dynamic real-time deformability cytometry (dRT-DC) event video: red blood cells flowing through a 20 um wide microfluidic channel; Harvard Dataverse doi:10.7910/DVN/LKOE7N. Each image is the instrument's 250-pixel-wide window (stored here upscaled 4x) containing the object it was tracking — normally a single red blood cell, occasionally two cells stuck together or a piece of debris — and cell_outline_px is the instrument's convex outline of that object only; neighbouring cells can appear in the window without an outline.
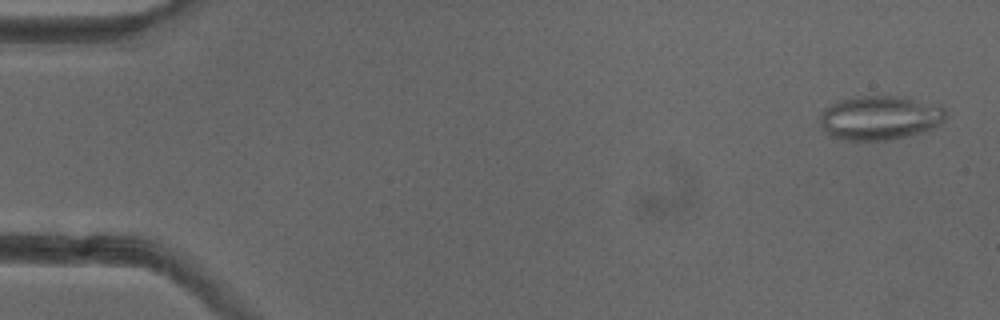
{"species": "common noctule bat (a hibernating species)", "species_latin": "Nyctalus noctula", "temperature_condition": "cold", "stored_images_in_passage": 7, "camera_frame_rate_fps": 3000, "um_per_image_px": 0.085, "animal": {"sex": "female"}, "frame": {"image": 1, "passage_image": 2, "time_ms": 0.333, "image_size_px": [1000, 320], "cell_outline_px": [[948, 116], [940, 124], [932, 128], [912, 136], [892, 140], [844, 140], [828, 136], [820, 124], [820, 112], [824, 108], [832, 104], [844, 100], [860, 96], [908, 96], [940, 104], [948, 112]], "centroid_in_image_um": [74.86, 10.01], "position_along_channel_um": 10.1, "area_um2": 33.12}}